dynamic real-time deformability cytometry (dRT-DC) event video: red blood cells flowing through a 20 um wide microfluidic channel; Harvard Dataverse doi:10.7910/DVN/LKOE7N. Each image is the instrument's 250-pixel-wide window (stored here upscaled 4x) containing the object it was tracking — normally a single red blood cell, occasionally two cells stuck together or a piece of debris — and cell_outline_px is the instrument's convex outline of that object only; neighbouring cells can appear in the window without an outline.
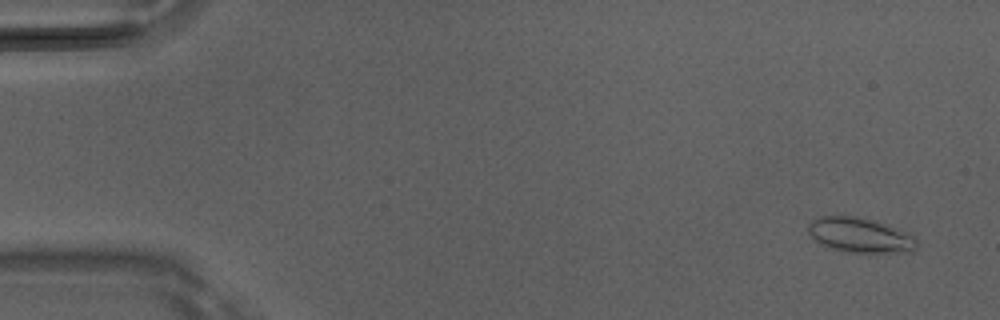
{"species": "Egyptian fruit bat (a non-hibernating species)", "species_latin": "Rousettus aegyptiacus", "temperature_condition": "room temperature", "stored_images_in_passage": 50, "camera_frame_rate_fps": 3000, "um_per_image_px": 0.085, "animal": {"sex": "male"}, "frame": {"image": 1, "passage_image": 3, "time_ms": 0.667, "image_size_px": [1000, 320], "cell_outline_px": [[916, 248], [912, 252], [848, 252], [832, 248], [820, 244], [808, 232], [808, 224], [816, 216], [856, 216], [888, 224], [916, 236]], "centroid_in_image_um": [73.12, 19.98], "position_along_channel_um": 11.9, "area_um2": 22.08}}
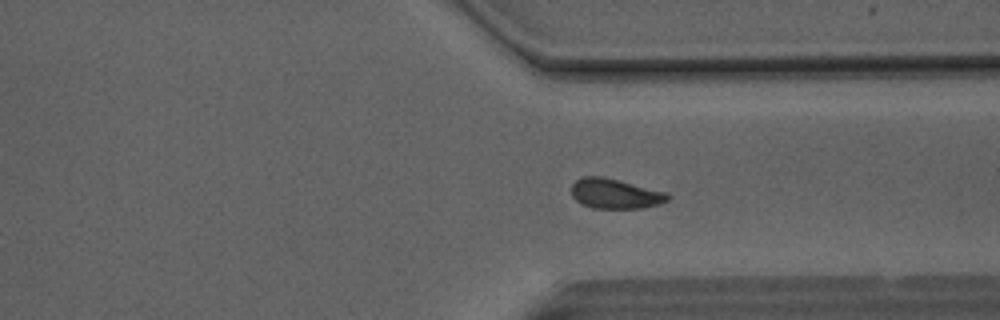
{"frame": {"image": 2, "passage_image": 38, "time_ms": 12.333, "image_size_px": [1000, 320], "cell_outline_px": [[672, 196], [668, 200], [660, 204], [644, 208], [592, 208], [580, 204], [572, 196], [572, 184], [576, 180], [584, 176], [604, 176], [668, 192]], "centroid_in_image_um": [52.32, 16.46], "position_along_channel_um": 359.1, "area_um2": 17.11}}
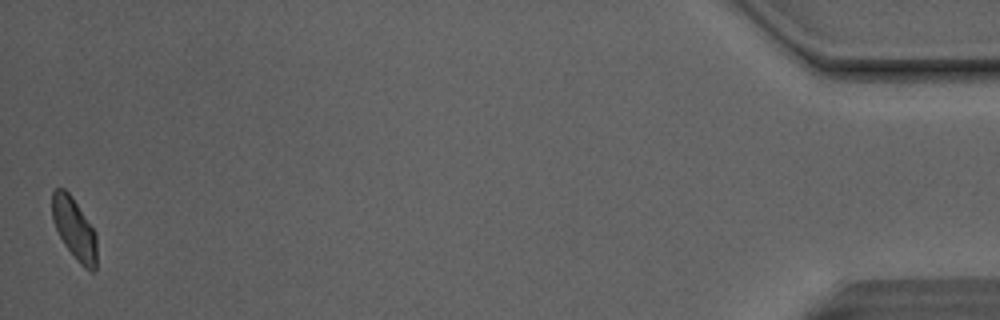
{"frame": {"image": 3, "passage_image": 50, "time_ms": 16.333, "image_size_px": [1000, 320], "cell_outline_px": [[96, 268], [92, 272], [84, 268], [80, 264], [64, 244], [52, 220], [52, 188], [64, 188], [68, 192], [96, 232]], "centroid_in_image_um": [6.31, 19.44], "position_along_channel_um": 428.9, "area_um2": 15.9}, "authors_computed_cell_mechanics": {"area_um2": 17.1088, "velocity_mm_per_s": 4.1154, "shape_relaxation_time_tau1_ms": 9.0907, "shape_relaxation_time_tau2_ms": 1.9931, "deformation_change_tau1": 0.1593, "deformation_change_tau2": 0.064}}